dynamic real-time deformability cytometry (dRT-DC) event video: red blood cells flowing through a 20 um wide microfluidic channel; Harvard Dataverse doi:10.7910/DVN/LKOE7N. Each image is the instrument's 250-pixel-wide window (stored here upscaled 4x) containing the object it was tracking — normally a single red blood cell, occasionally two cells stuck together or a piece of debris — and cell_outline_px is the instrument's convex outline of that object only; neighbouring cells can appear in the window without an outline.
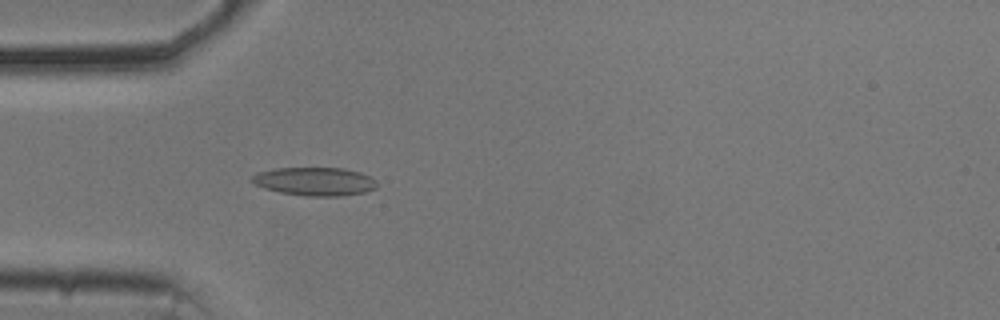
{"species": "common noctule bat (a hibernating species)", "species_latin": "Nyctalus noctula", "temperature_condition": "cold", "stored_images_in_passage": 45, "camera_frame_rate_fps": 3000, "um_per_image_px": 0.085, "animal": {"sex": "male", "body_mass_g": 20.5, "forearm_length_mm": 52.5}, "frame": {"image": 1, "passage_image": 7, "time_ms": 2.0, "image_size_px": [1000, 320], "cell_outline_px": [[380, 184], [376, 188], [364, 192], [340, 196], [308, 196], [280, 192], [264, 188], [256, 184], [252, 180], [252, 176], [256, 172], [276, 168], [344, 168], [360, 172], [376, 180]], "centroid_in_image_um": [26.79, 15.42], "position_along_channel_um": 58.2, "area_um2": 20.63}}
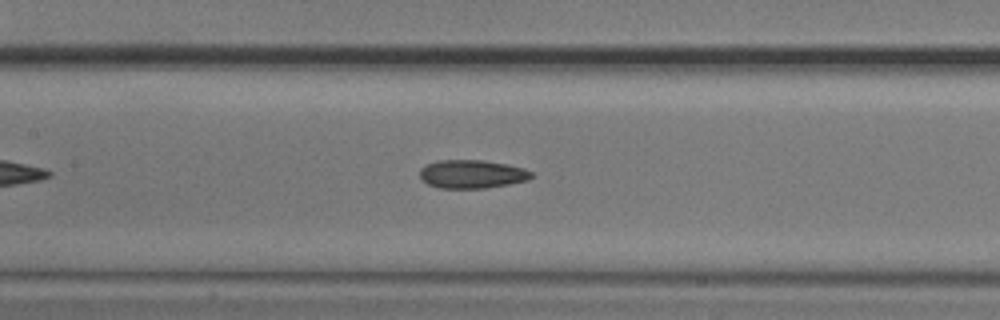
{"frame": {"image": 2, "passage_image": 16, "time_ms": 5.0, "image_size_px": [1000, 320], "cell_outline_px": [[532, 176], [528, 180], [508, 184], [484, 188], [440, 188], [428, 184], [420, 176], [420, 168], [428, 164], [440, 160], [484, 160], [508, 164], [524, 168], [532, 172]], "centroid_in_image_um": [40.13, 14.79], "position_along_channel_um": 167.3, "area_um2": 18.38}}
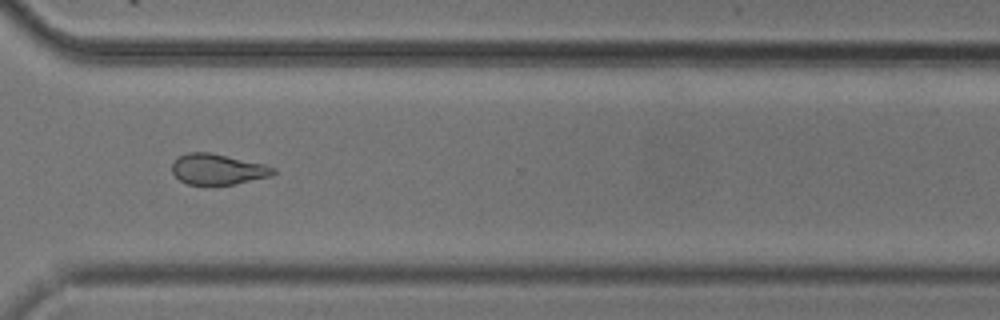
{"frame": {"image": 3, "passage_image": 31, "time_ms": 10.0, "image_size_px": [1000, 320], "cell_outline_px": [[276, 172], [272, 176], [232, 184], [188, 184], [180, 180], [172, 172], [172, 164], [176, 156], [188, 152], [212, 152], [264, 164], [276, 168]], "centroid_in_image_um": [18.5, 14.36], "position_along_channel_um": 352.1, "area_um2": 18.15}, "authors_computed_cell_mechanics": {"area_um2": 18.9006, "velocity_mm_per_s": 3.7098, "shape_relaxation_time_tau1_ms": 4.2067, "shape_relaxation_time_tau2_ms": 4.2783, "deformation_change_tau1": 0.1312, "deformation_change_tau2": 0.1236}}